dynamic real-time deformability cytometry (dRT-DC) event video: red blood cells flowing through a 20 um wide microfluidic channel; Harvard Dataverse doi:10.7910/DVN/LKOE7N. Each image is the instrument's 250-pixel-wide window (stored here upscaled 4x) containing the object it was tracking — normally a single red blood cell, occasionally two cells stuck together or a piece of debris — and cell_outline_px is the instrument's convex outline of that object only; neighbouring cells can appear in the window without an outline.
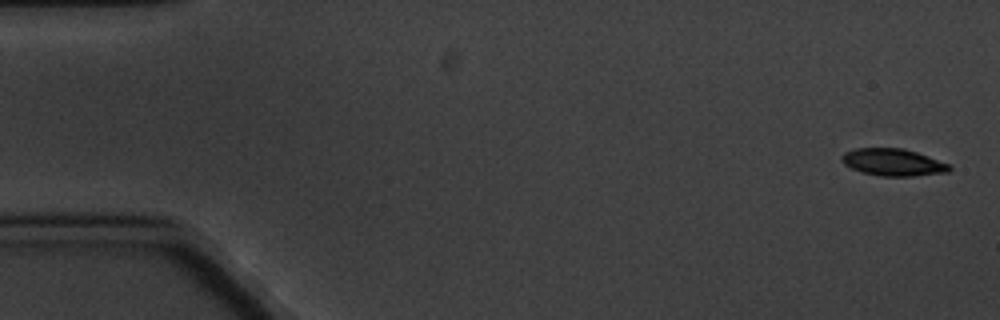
{"species": "common noctule bat (a hibernating species)", "species_latin": "Nyctalus noctula", "temperature_condition": "cold", "stored_images_in_passage": 4, "camera_frame_rate_fps": 3000, "um_per_image_px": 0.085, "animal": {"sex": "male", "body_mass_g": 20.1, "forearm_length_mm": 53.5}, "frame": {"image": 1, "passage_image": 1, "time_ms": 0.0, "image_size_px": [1000, 320], "cell_outline_px": [[952, 168], [948, 172], [912, 176], [880, 176], [860, 172], [844, 164], [840, 160], [840, 156], [844, 152], [856, 148], [904, 148], [952, 164]], "centroid_in_image_um": [75.91, 13.79], "position_along_channel_um": 9.1, "area_um2": 17.22}}